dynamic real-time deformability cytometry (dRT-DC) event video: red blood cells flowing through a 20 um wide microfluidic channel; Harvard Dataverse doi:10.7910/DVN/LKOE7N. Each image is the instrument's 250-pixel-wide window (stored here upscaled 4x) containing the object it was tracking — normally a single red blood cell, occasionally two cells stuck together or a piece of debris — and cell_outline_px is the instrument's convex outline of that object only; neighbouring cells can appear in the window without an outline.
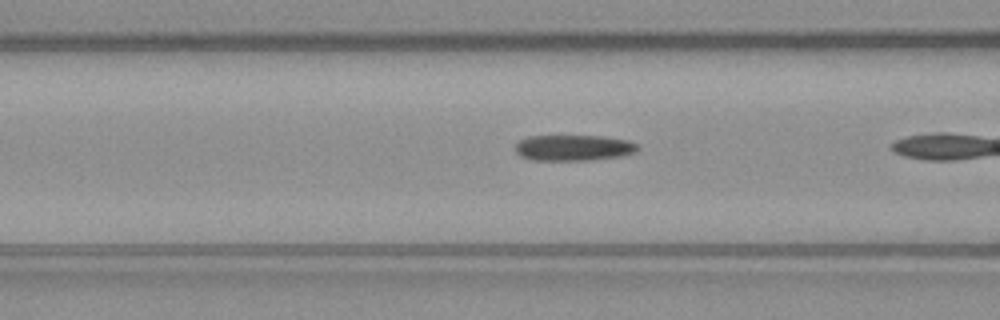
{"species": "common noctule bat (a hibernating species)", "species_latin": "Nyctalus noctula", "temperature_condition": "warm", "stored_images_in_passage": 35, "camera_frame_rate_fps": 3000, "um_per_image_px": 0.085, "animal": {"sex": "male", "body_mass_g": 23.1, "forearm_length_mm": 52.7}, "frame": {"image": 1, "passage_image": 16, "time_ms": 5.0, "image_size_px": [1000, 320], "cell_outline_px": [[640, 148], [636, 152], [624, 156], [588, 160], [532, 160], [520, 156], [516, 152], [516, 144], [520, 140], [528, 136], [604, 136], [628, 140], [640, 144]], "centroid_in_image_um": [48.81, 12.56], "position_along_channel_um": 117.8, "area_um2": 18.67}}